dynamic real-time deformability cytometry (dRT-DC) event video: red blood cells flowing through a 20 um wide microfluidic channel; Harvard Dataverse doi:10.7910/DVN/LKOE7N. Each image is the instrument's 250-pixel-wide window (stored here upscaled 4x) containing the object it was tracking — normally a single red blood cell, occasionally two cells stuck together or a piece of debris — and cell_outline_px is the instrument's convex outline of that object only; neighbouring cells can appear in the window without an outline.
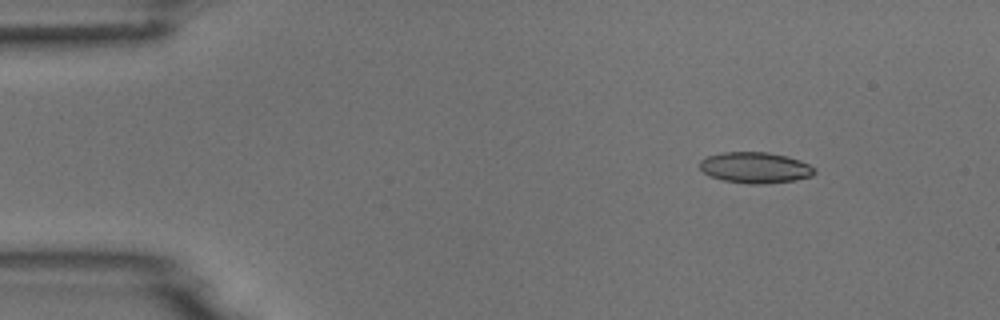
{"species": "common noctule bat (a hibernating species)", "species_latin": "Nyctalus noctula", "temperature_condition": "room temperature", "stored_images_in_passage": 4, "camera_frame_rate_fps": 3000, "um_per_image_px": 0.085, "animal": {"sex": "male", "body_mass_g": 18.8}, "frame": {"image": 1, "passage_image": 2, "time_ms": 1.333, "image_size_px": [1000, 320], "cell_outline_px": [[816, 172], [812, 176], [796, 180], [764, 184], [748, 184], [724, 180], [708, 176], [700, 168], [700, 160], [708, 156], [724, 152], [768, 152], [800, 160], [816, 168]], "centroid_in_image_um": [64.2, 14.26], "position_along_channel_um": 20.8, "area_um2": 20.75}}